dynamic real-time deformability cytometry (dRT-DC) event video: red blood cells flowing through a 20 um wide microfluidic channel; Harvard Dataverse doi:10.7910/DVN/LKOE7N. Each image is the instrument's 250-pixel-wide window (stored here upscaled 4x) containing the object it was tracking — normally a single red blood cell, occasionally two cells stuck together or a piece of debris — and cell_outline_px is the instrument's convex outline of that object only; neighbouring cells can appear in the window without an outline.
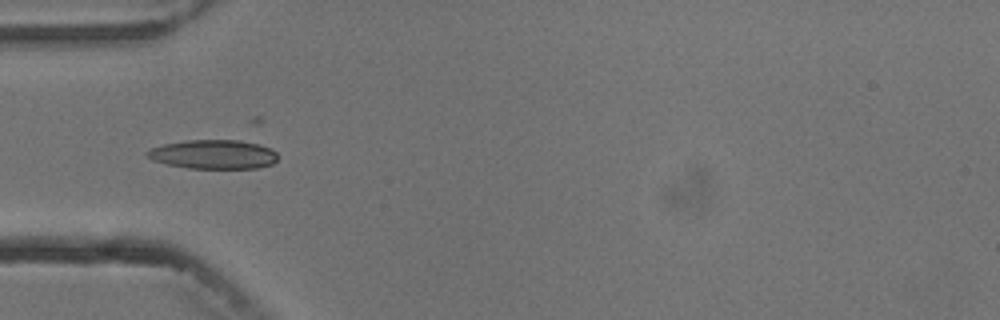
{"species": "common noctule bat (a hibernating species)", "species_latin": "Nyctalus noctula", "temperature_condition": "cold", "stored_images_in_passage": 6, "camera_frame_rate_fps": 3000, "um_per_image_px": 0.085, "animal": {"sex": "male", "body_mass_g": 13.3}, "frame": {"image": 1, "passage_image": 4, "time_ms": 3.333, "image_size_px": [1000, 320], "cell_outline_px": [[276, 160], [272, 164], [256, 168], [188, 168], [168, 164], [152, 160], [144, 152], [152, 148], [164, 144], [188, 140], [240, 140], [260, 144], [272, 148], [276, 152]], "centroid_in_image_um": [18.16, 13.11], "position_along_channel_um": 66.8, "area_um2": 22.08}}
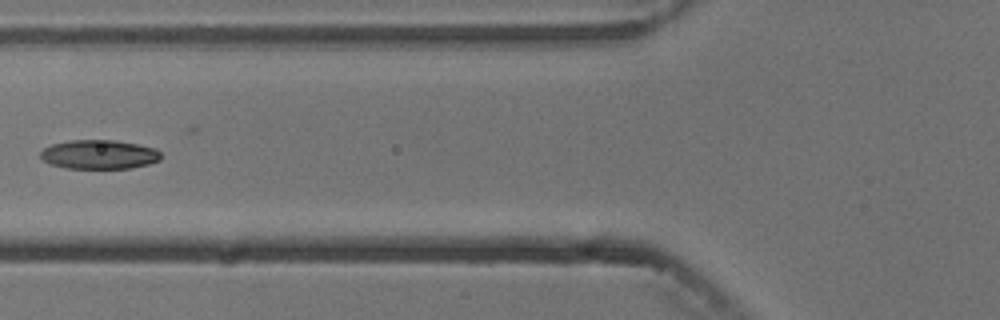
{"frame": {"image": 2, "passage_image": 5, "time_ms": 4.667, "image_size_px": [1000, 320], "cell_outline_px": [[160, 160], [148, 164], [132, 168], [64, 168], [52, 164], [44, 160], [40, 156], [40, 152], [44, 148], [52, 144], [68, 140], [116, 140], [136, 144], [152, 148], [160, 152]], "centroid_in_image_um": [8.4, 13.13], "position_along_channel_um": 117.4, "area_um2": 20.29}}
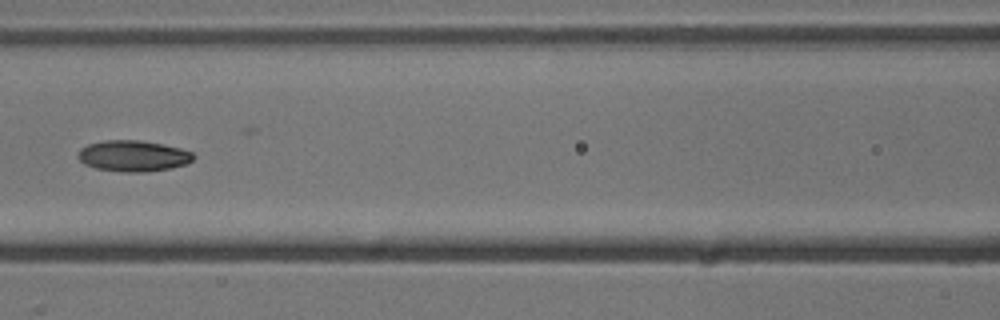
{"frame": {"image": 3, "passage_image": 6, "time_ms": 5.667, "image_size_px": [1000, 320], "cell_outline_px": [[196, 156], [192, 160], [184, 164], [172, 168], [144, 172], [124, 172], [96, 168], [84, 164], [76, 156], [80, 148], [88, 144], [104, 140], [140, 140], [180, 148], [192, 152]], "centroid_in_image_um": [11.29, 13.25], "position_along_channel_um": 155.3, "area_um2": 20.87}}